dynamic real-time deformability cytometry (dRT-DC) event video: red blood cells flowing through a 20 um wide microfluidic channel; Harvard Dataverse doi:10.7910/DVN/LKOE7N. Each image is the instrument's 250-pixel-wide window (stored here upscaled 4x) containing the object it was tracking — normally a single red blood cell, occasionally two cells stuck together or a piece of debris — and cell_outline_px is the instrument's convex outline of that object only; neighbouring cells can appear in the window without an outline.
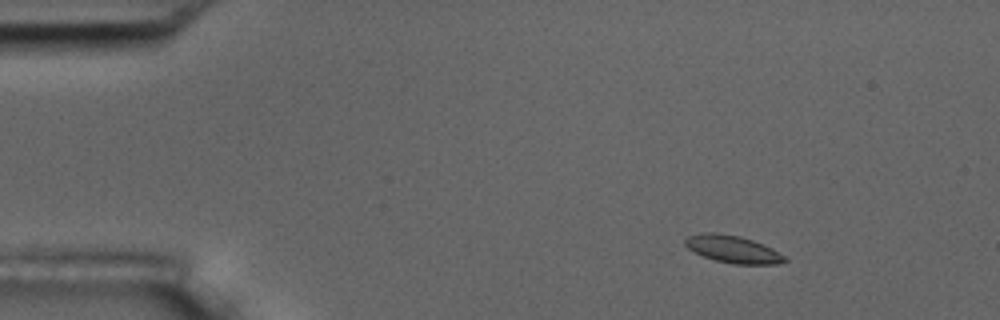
{"species": "common noctule bat (a hibernating species)", "species_latin": "Nyctalus noctula", "temperature_condition": "room temperature", "stored_images_in_passage": 8, "camera_frame_rate_fps": 3000, "um_per_image_px": 0.085, "animal": {"sex": "male", "body_mass_g": 17.5, "forearm_length_mm": 52.3}, "frame": {"image": 1, "passage_image": 2, "time_ms": 0.333, "image_size_px": [1000, 320], "cell_outline_px": [[788, 260], [776, 264], [732, 264], [716, 260], [704, 256], [688, 248], [684, 244], [684, 240], [688, 236], [700, 232], [716, 232], [740, 236], [764, 244], [772, 248], [784, 256]], "centroid_in_image_um": [62.28, 21.17], "position_along_channel_um": 22.7, "area_um2": 15.84}}
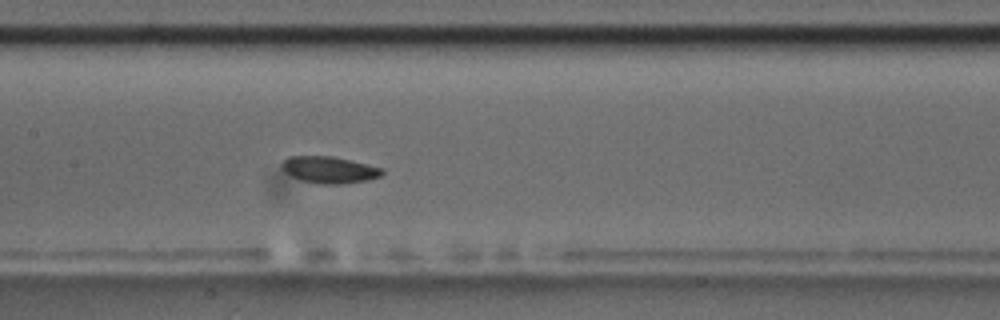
{"frame": {"image": 2, "passage_image": 8, "time_ms": 2.333, "image_size_px": [1000, 320], "cell_outline_px": [[384, 172], [380, 176], [368, 180], [340, 184], [316, 184], [300, 180], [284, 172], [280, 168], [280, 164], [288, 156], [332, 156], [384, 168]], "centroid_in_image_um": [27.95, 14.43], "position_along_channel_um": 179.4, "area_um2": 15.78}}